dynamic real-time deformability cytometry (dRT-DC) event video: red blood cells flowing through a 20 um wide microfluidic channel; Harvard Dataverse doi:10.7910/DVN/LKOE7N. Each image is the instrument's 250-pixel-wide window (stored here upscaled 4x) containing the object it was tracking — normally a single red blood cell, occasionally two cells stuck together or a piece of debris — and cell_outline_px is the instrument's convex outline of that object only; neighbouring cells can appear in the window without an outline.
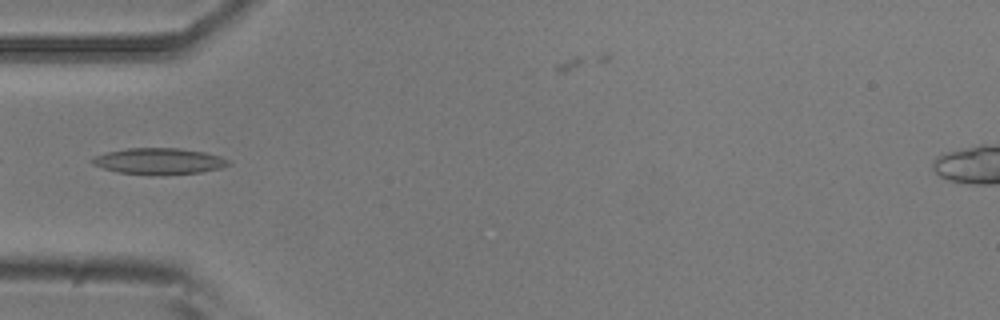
{"species": "common noctule bat (a hibernating species)", "species_latin": "Nyctalus noctula", "temperature_condition": "room temperature", "stored_images_in_passage": 7, "camera_frame_rate_fps": 3000, "um_per_image_px": 0.085, "animal": {"sex": "male", "body_mass_g": 20.5, "forearm_length_mm": 52.5}, "frame": {"image": 1, "passage_image": 5, "time_ms": 4.667, "image_size_px": [1000, 320], "cell_outline_px": [[228, 164], [220, 168], [200, 172], [120, 172], [104, 168], [92, 164], [92, 160], [96, 156], [108, 152], [128, 148], [180, 148], [204, 152], [220, 156], [228, 160]], "centroid_in_image_um": [13.53, 13.65], "position_along_channel_um": 71.5, "area_um2": 19.48}}
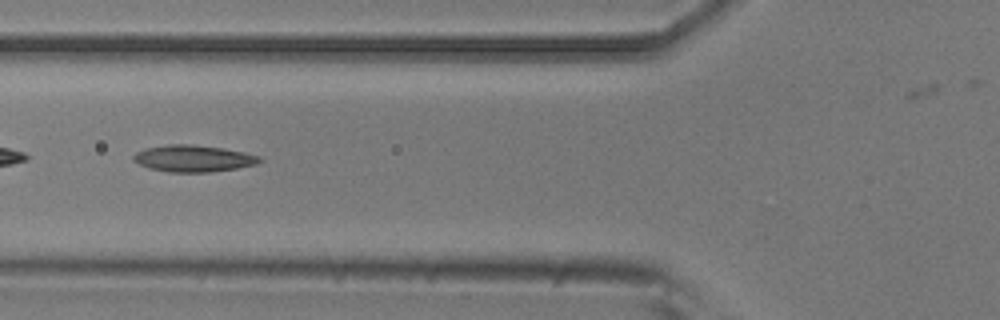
{"frame": {"image": 2, "passage_image": 6, "time_ms": 5.667, "image_size_px": [1000, 320], "cell_outline_px": [[264, 160], [256, 164], [236, 168], [208, 172], [168, 172], [148, 168], [132, 160], [132, 156], [136, 152], [144, 148], [168, 144], [192, 144], [224, 148], [244, 152], [260, 156]], "centroid_in_image_um": [16.42, 13.46], "position_along_channel_um": 109.4, "area_um2": 19.77}}
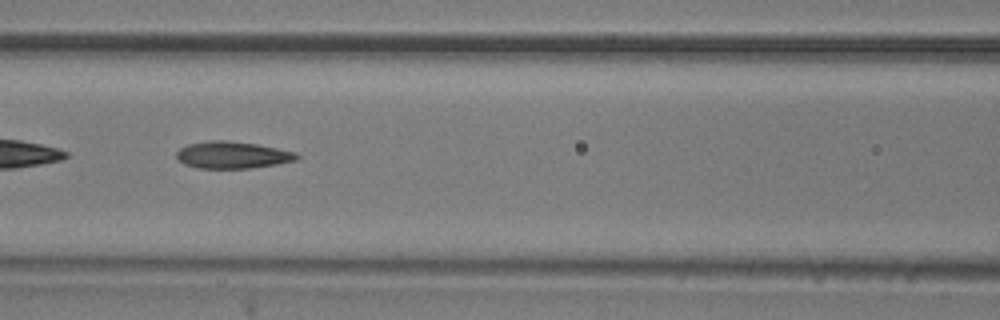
{"frame": {"image": 3, "passage_image": 7, "time_ms": 6.667, "image_size_px": [1000, 320], "cell_outline_px": [[300, 156], [296, 160], [276, 164], [252, 168], [196, 168], [184, 164], [176, 156], [176, 152], [180, 148], [188, 144], [208, 140], [224, 140], [256, 144], [296, 152]], "centroid_in_image_um": [19.74, 13.17], "position_along_channel_um": 146.9, "area_um2": 18.84}}